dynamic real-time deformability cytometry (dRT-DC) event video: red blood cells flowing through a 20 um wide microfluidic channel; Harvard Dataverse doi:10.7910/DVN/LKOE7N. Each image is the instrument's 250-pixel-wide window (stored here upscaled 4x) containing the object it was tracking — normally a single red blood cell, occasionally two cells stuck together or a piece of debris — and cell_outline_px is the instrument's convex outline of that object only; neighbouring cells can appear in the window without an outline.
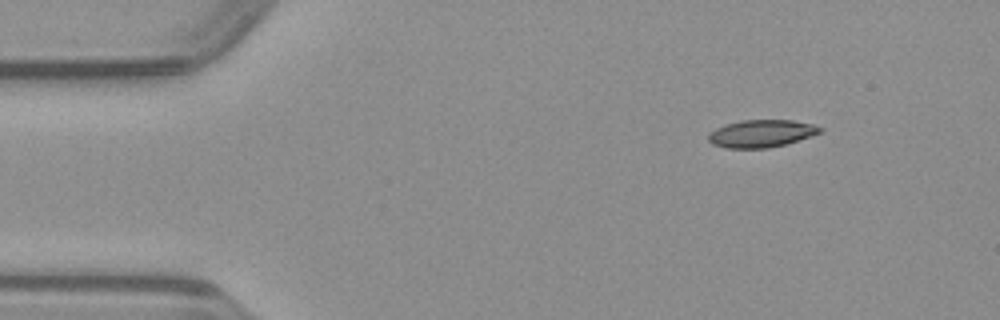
{"species": "common noctule bat (a hibernating species)", "species_latin": "Nyctalus noctula", "temperature_condition": "warm", "stored_images_in_passage": 44, "camera_frame_rate_fps": 3000, "um_per_image_px": 0.085, "animal": {"sex": "male", "body_mass_g": 23.1, "forearm_length_mm": 52.7}, "frame": {"image": 1, "passage_image": 1, "time_ms": 0.0, "image_size_px": [1000, 320], "cell_outline_px": [[824, 128], [820, 132], [788, 144], [768, 148], [728, 148], [712, 144], [708, 140], [708, 132], [724, 124], [740, 120], [792, 120], [812, 124]], "centroid_in_image_um": [64.68, 11.35], "position_along_channel_um": 20.3, "area_um2": 17.98}}
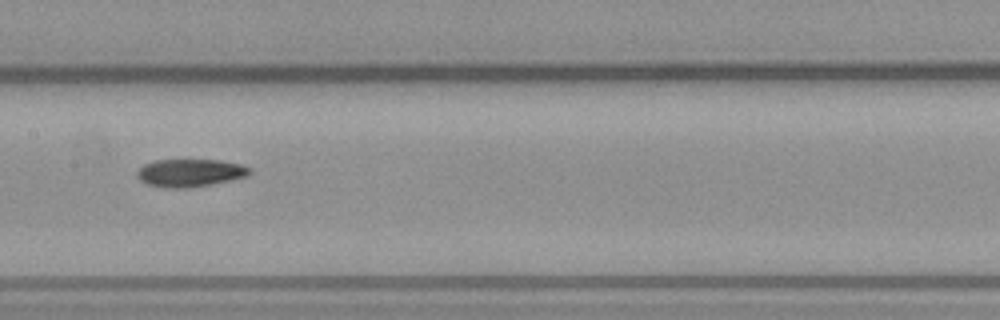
{"frame": {"image": 2, "passage_image": 19, "time_ms": 6.0, "image_size_px": [1000, 320], "cell_outline_px": [[252, 172], [244, 176], [228, 180], [208, 184], [184, 188], [164, 188], [148, 184], [140, 180], [136, 176], [136, 172], [144, 164], [152, 160], [220, 160], [240, 164], [252, 168]], "centroid_in_image_um": [16.1, 14.68], "position_along_channel_um": 191.3, "area_um2": 18.03}}
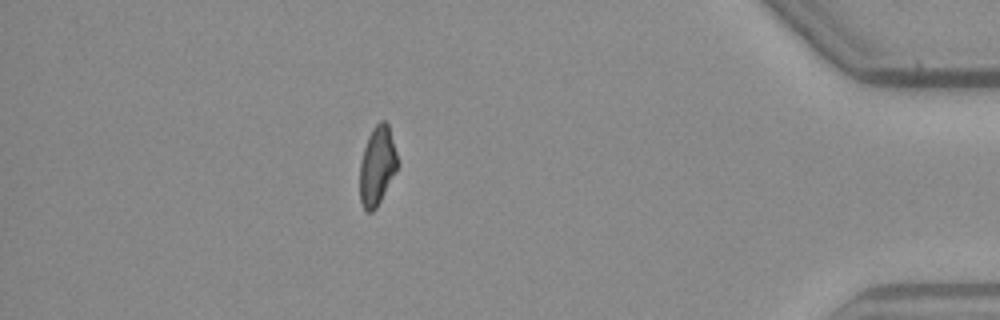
{"frame": {"image": 3, "passage_image": 38, "time_ms": 12.333, "image_size_px": [1000, 320], "cell_outline_px": [[396, 172], [376, 208], [372, 212], [368, 212], [364, 208], [360, 200], [360, 160], [368, 136], [372, 128], [380, 120], [384, 120], [388, 124], [396, 152]], "centroid_in_image_um": [32.04, 14.09], "position_along_channel_um": 403.2, "area_um2": 17.11}}